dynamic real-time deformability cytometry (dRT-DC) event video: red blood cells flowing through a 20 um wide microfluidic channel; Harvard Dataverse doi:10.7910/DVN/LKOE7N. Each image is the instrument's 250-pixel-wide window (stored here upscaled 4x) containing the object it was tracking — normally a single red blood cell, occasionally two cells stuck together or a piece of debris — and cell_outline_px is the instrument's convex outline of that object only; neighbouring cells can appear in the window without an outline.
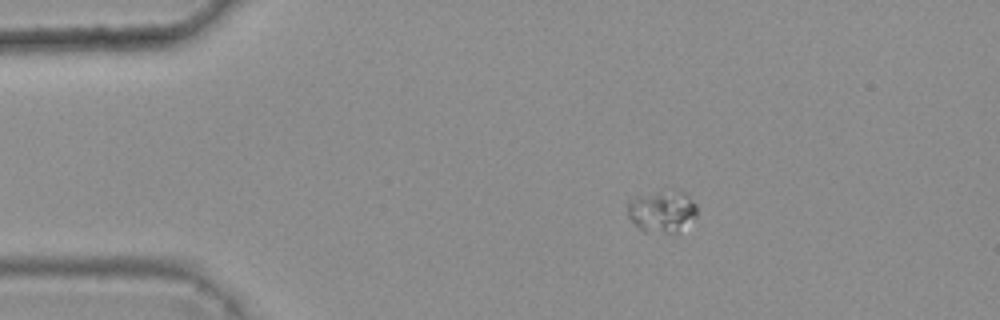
{"species": "common noctule bat (a hibernating species)", "species_latin": "Nyctalus noctula", "temperature_condition": "warm", "stored_images_in_passage": 5, "camera_frame_rate_fps": 3000, "um_per_image_px": 0.085, "animal": {"sex": "female", "body_mass_g": 25.1}, "frame": {"image": 1, "passage_image": 2, "time_ms": 0.333, "image_size_px": [1000, 320], "cell_outline_px": [[696, 216], [676, 232], [644, 232], [628, 216], [628, 200], [636, 196], [660, 192], [684, 192], [696, 204]], "centroid_in_image_um": [56.25, 17.97], "position_along_channel_um": 28.8, "area_um2": 16.36}}